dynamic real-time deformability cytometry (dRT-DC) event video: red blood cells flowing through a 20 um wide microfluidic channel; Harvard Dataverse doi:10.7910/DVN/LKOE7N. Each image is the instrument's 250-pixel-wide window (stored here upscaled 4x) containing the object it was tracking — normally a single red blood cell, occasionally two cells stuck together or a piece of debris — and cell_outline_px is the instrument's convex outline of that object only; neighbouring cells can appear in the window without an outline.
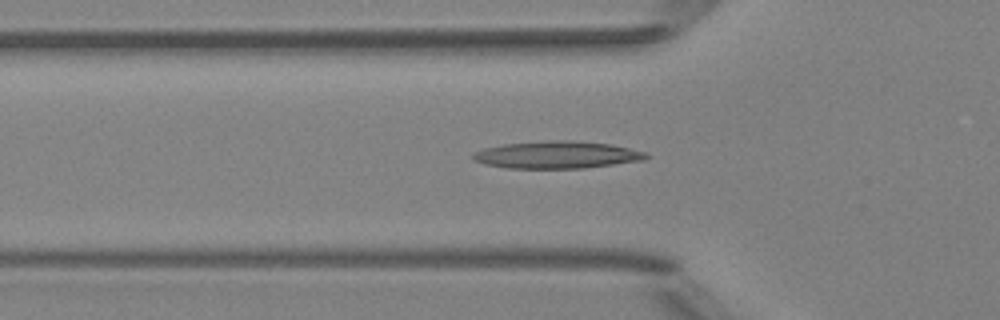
{"species": "Egyptian fruit bat (a non-hibernating species)", "species_latin": "Rousettus aegyptiacus", "temperature_condition": "room temperature", "stored_images_in_passage": 46, "camera_frame_rate_fps": 3000, "um_per_image_px": 0.085, "animal": {"sex": "female"}, "frame": {"image": 1, "passage_image": 16, "time_ms": 5.0, "image_size_px": [1000, 320], "cell_outline_px": [[648, 156], [644, 160], [584, 168], [508, 168], [488, 164], [476, 160], [472, 156], [472, 152], [484, 148], [504, 144], [564, 140], [608, 144], [648, 152]], "centroid_in_image_um": [47.36, 13.17], "position_along_channel_um": 78.4, "area_um2": 26.93}}
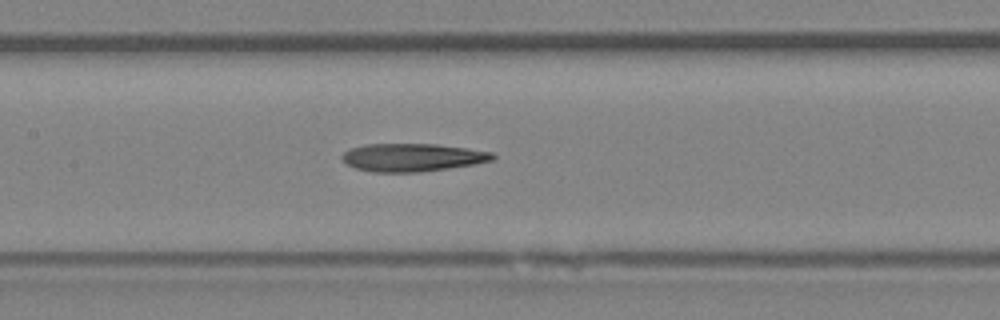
{"frame": {"image": 2, "passage_image": 23, "time_ms": 7.333, "image_size_px": [1000, 320], "cell_outline_px": [[496, 160], [448, 168], [416, 172], [372, 172], [356, 168], [348, 164], [340, 156], [344, 152], [352, 148], [368, 144], [436, 144], [468, 148], [492, 152], [496, 156]], "centroid_in_image_um": [35.08, 13.38], "position_along_channel_um": 172.3, "area_um2": 24.39}}
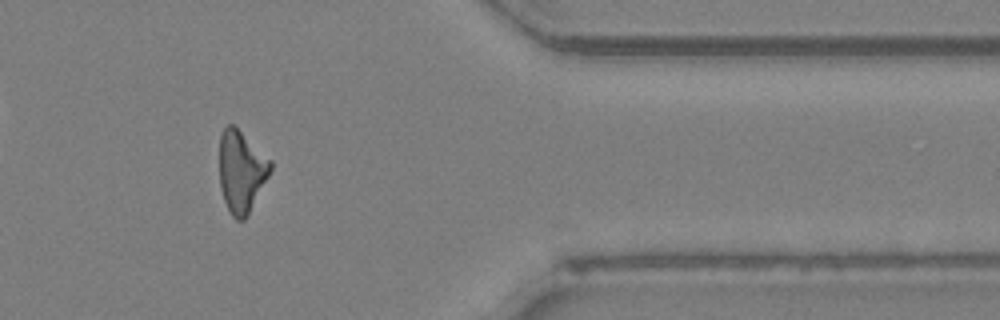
{"frame": {"image": 3, "passage_image": 41, "time_ms": 13.333, "image_size_px": [1000, 320], "cell_outline_px": [[272, 168], [248, 216], [244, 220], [236, 220], [232, 216], [224, 200], [220, 188], [220, 132], [228, 124], [232, 124], [272, 160]], "centroid_in_image_um": [20.51, 14.58], "position_along_channel_um": 390.9, "area_um2": 24.22}}